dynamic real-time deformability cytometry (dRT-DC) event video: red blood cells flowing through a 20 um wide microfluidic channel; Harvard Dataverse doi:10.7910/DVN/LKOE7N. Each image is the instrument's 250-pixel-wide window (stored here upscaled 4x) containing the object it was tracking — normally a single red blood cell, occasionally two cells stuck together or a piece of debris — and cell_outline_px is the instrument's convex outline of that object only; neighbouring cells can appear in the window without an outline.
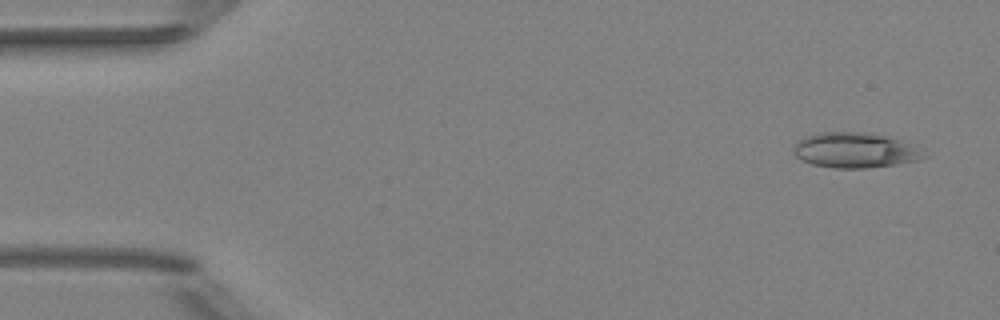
{"species": "Egyptian fruit bat (a non-hibernating species)", "species_latin": "Rousettus aegyptiacus", "temperature_condition": "room temperature", "stored_images_in_passage": 7, "camera_frame_rate_fps": 3000, "um_per_image_px": 0.085, "animal": {"sex": "female"}, "frame": {"image": 1, "passage_image": 1, "time_ms": 0.0, "image_size_px": [1000, 320], "cell_outline_px": [[928, 156], [916, 160], [896, 164], [864, 168], [832, 168], [812, 164], [796, 156], [792, 152], [796, 140], [804, 136], [816, 132], [864, 132], [884, 136], [900, 140], [912, 144]], "centroid_in_image_um": [72.61, 12.76], "position_along_channel_um": 12.4, "area_um2": 26.7}}
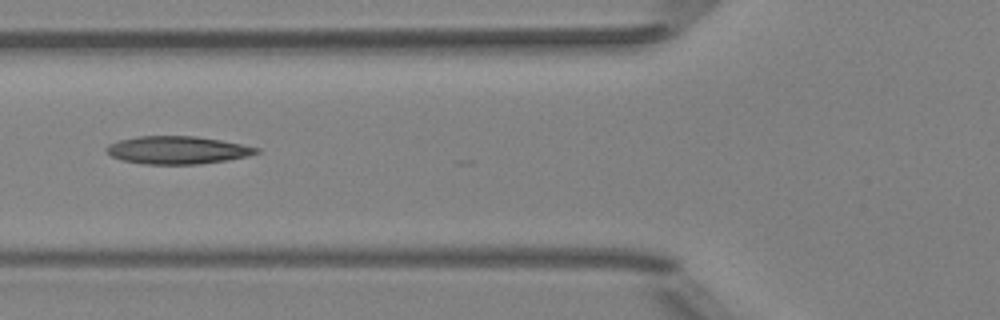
{"frame": {"image": 2, "passage_image": 6, "time_ms": 5.667, "image_size_px": [1000, 320], "cell_outline_px": [[260, 152], [248, 156], [228, 160], [200, 164], [144, 164], [120, 160], [112, 156], [104, 148], [108, 144], [120, 140], [136, 136], [196, 136], [220, 140], [260, 148]], "centroid_in_image_um": [15.07, 12.76], "position_along_channel_um": 110.7, "area_um2": 24.33}}
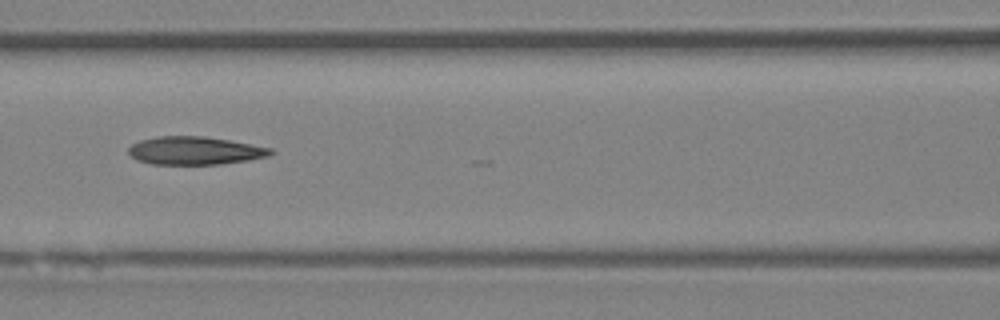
{"frame": {"image": 3, "passage_image": 7, "time_ms": 6.667, "image_size_px": [1000, 320], "cell_outline_px": [[276, 152], [268, 156], [248, 160], [220, 164], [152, 164], [136, 160], [128, 152], [128, 148], [132, 144], [140, 140], [156, 136], [204, 136], [228, 140], [272, 148]], "centroid_in_image_um": [16.56, 12.8], "position_along_channel_um": 150.0, "area_um2": 23.24}}